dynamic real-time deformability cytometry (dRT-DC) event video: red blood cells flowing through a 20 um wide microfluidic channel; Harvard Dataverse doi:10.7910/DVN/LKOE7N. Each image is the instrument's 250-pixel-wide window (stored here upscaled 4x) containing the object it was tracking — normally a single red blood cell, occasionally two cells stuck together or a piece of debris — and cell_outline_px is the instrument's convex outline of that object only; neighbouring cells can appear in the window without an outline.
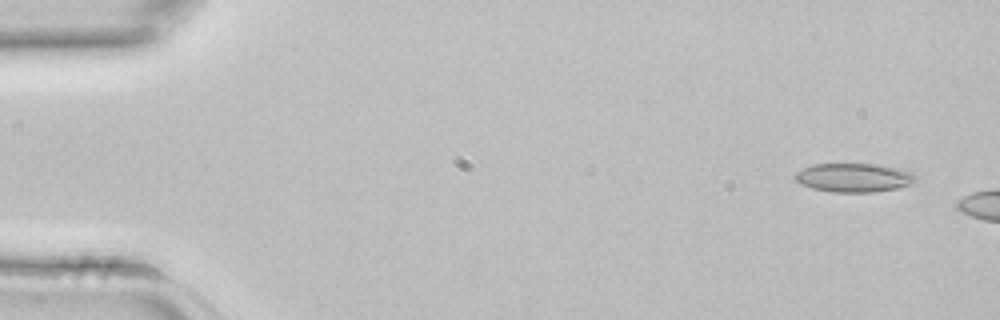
{"species": "common noctule bat (a hibernating species)", "species_latin": "Nyctalus noctula", "temperature_condition": "room temperature", "stored_images_in_passage": 2, "camera_frame_rate_fps": 3000, "um_per_image_px": 0.085, "animal": {"sex": "female", "body_mass_g": 22.7, "forearm_length_mm": 54.2}, "frame": {"image": 1, "passage_image": 1, "time_ms": 0.0, "image_size_px": [1000, 320], "cell_outline_px": [[916, 180], [912, 184], [896, 188], [872, 192], [832, 192], [812, 188], [800, 184], [796, 180], [796, 172], [812, 164], [880, 164], [912, 172], [916, 176]], "centroid_in_image_um": [72.59, 15.1], "position_along_channel_um": 12.4, "area_um2": 20.17}}